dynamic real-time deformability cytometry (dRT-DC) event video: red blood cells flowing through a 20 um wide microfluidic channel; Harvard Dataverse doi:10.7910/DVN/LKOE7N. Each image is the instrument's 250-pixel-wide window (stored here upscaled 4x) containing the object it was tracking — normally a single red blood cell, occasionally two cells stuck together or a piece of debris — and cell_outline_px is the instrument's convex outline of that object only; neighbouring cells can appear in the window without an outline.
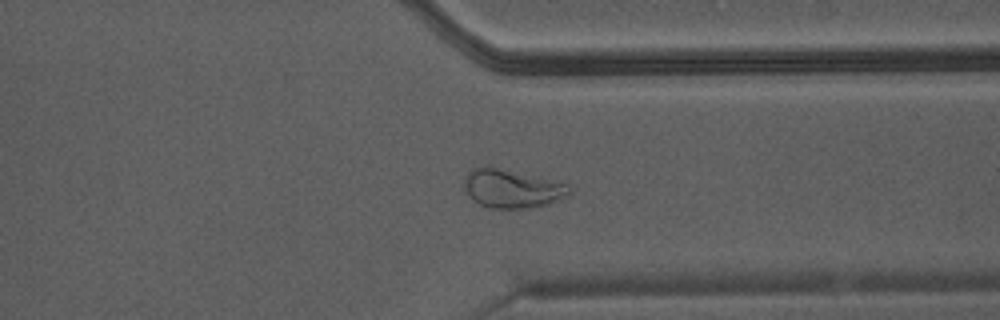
{"species": "Egyptian fruit bat (a non-hibernating species)", "species_latin": "Rousettus aegyptiacus", "temperature_condition": "warm", "stored_images_in_passage": 35, "camera_frame_rate_fps": 3000, "um_per_image_px": 0.085, "animal": {"sex": "male"}, "frame": {"image": 1, "passage_image": 25, "time_ms": 8.0, "image_size_px": [1000, 320], "cell_outline_px": [[572, 192], [568, 196], [548, 204], [528, 208], [488, 208], [472, 200], [468, 196], [464, 188], [464, 180], [468, 172], [472, 168], [496, 168], [568, 184], [572, 188]], "centroid_in_image_um": [43.52, 16.07], "position_along_channel_um": 367.9, "area_um2": 23.18}}
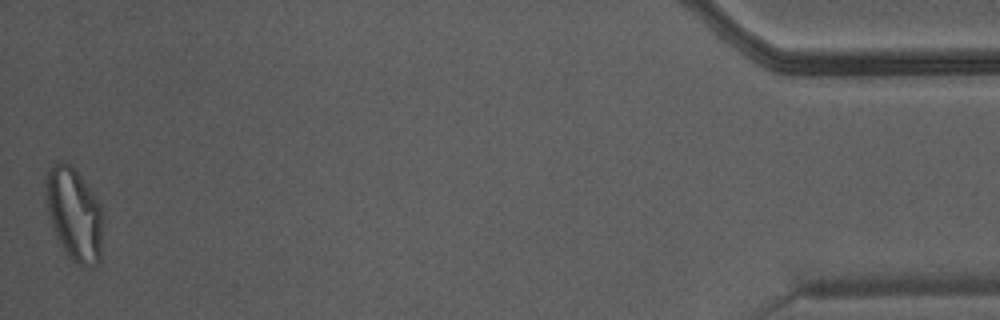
{"frame": {"image": 2, "passage_image": 35, "time_ms": 11.333, "image_size_px": [1000, 320], "cell_outline_px": [[100, 264], [92, 268], [80, 264], [72, 260], [64, 252], [56, 236], [48, 212], [48, 172], [60, 160], [64, 160], [80, 176], [100, 204]], "centroid_in_image_um": [6.32, 18.28], "position_along_channel_um": 428.9, "area_um2": 29.54}}